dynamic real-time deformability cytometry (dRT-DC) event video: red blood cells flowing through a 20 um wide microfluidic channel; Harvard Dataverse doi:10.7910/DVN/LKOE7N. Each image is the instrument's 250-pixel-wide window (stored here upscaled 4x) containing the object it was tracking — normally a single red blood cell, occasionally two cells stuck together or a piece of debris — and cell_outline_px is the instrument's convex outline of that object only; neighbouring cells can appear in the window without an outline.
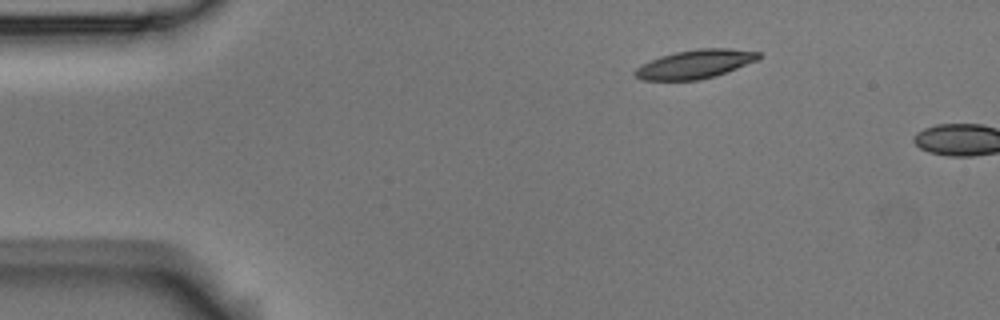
{"species": "Egyptian fruit bat (a non-hibernating species)", "species_latin": "Rousettus aegyptiacus", "temperature_condition": "room temperature", "stored_images_in_passage": 2, "camera_frame_rate_fps": 3000, "um_per_image_px": 0.085, "animal": {"sex": "male"}, "frame": {"image": 1, "passage_image": 1, "time_ms": 0.0, "image_size_px": [1000, 320], "cell_outline_px": [[760, 60], [700, 80], [644, 80], [636, 76], [632, 72], [636, 68], [660, 56], [676, 52], [696, 48], [728, 48], [760, 52]], "centroid_in_image_um": [59.1, 5.44], "position_along_channel_um": 25.9, "area_um2": 20.46}}